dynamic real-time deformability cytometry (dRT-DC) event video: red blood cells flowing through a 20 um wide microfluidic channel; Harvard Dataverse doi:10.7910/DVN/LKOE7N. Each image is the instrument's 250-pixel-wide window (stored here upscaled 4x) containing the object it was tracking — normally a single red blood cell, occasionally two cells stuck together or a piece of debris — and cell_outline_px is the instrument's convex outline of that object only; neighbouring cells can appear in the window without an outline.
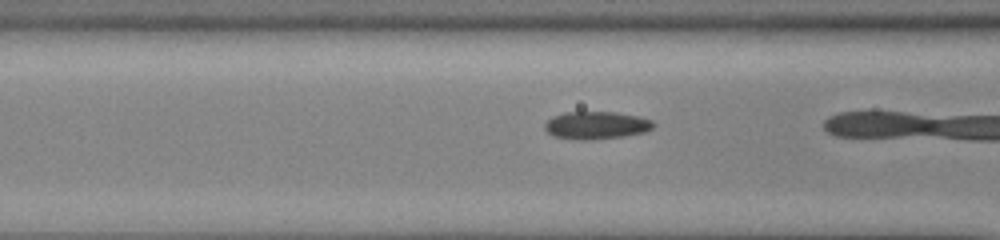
{"species": "common noctule bat (a hibernating species)", "species_latin": "Nyctalus noctula", "temperature_condition": "cold", "stored_images_in_passage": 20, "camera_frame_rate_fps": 3000, "um_per_image_px": 0.085, "animal": {"sex": "male", "body_mass_g": 13.0, "forearm_length_mm": 53.1}, "frame": {"image": 1, "passage_image": 18, "time_ms": 5.667, "image_size_px": [1000, 240], "cell_outline_px": [[656, 124], [652, 128], [644, 132], [624, 136], [592, 140], [576, 140], [552, 136], [544, 128], [544, 124], [552, 116], [564, 112], [616, 112], [636, 116], [652, 120]], "centroid_in_image_um": [50.66, 10.65], "position_along_channel_um": 115.9, "area_um2": 17.63}}